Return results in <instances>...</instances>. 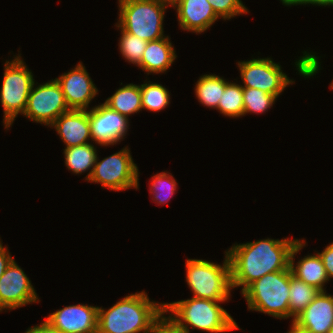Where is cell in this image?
Wrapping results in <instances>:
<instances>
[{
    "label": "cell",
    "mask_w": 333,
    "mask_h": 333,
    "mask_svg": "<svg viewBox=\"0 0 333 333\" xmlns=\"http://www.w3.org/2000/svg\"><path fill=\"white\" fill-rule=\"evenodd\" d=\"M223 265L203 259L186 260V282L194 298L227 301L230 298L231 269L227 253Z\"/></svg>",
    "instance_id": "6"
},
{
    "label": "cell",
    "mask_w": 333,
    "mask_h": 333,
    "mask_svg": "<svg viewBox=\"0 0 333 333\" xmlns=\"http://www.w3.org/2000/svg\"><path fill=\"white\" fill-rule=\"evenodd\" d=\"M168 172L157 173L152 176L150 193L153 195V201L158 204H164L172 198L176 192L177 184L173 175Z\"/></svg>",
    "instance_id": "27"
},
{
    "label": "cell",
    "mask_w": 333,
    "mask_h": 333,
    "mask_svg": "<svg viewBox=\"0 0 333 333\" xmlns=\"http://www.w3.org/2000/svg\"><path fill=\"white\" fill-rule=\"evenodd\" d=\"M282 3L286 6L291 5H306V4H312V5H318V6H333V0H281Z\"/></svg>",
    "instance_id": "33"
},
{
    "label": "cell",
    "mask_w": 333,
    "mask_h": 333,
    "mask_svg": "<svg viewBox=\"0 0 333 333\" xmlns=\"http://www.w3.org/2000/svg\"><path fill=\"white\" fill-rule=\"evenodd\" d=\"M294 322L311 333H328L333 327V296L320 291Z\"/></svg>",
    "instance_id": "16"
},
{
    "label": "cell",
    "mask_w": 333,
    "mask_h": 333,
    "mask_svg": "<svg viewBox=\"0 0 333 333\" xmlns=\"http://www.w3.org/2000/svg\"><path fill=\"white\" fill-rule=\"evenodd\" d=\"M25 333H61L53 327L48 321L44 320L40 325L29 328Z\"/></svg>",
    "instance_id": "34"
},
{
    "label": "cell",
    "mask_w": 333,
    "mask_h": 333,
    "mask_svg": "<svg viewBox=\"0 0 333 333\" xmlns=\"http://www.w3.org/2000/svg\"><path fill=\"white\" fill-rule=\"evenodd\" d=\"M208 2L216 15L224 20L249 12L241 0H208Z\"/></svg>",
    "instance_id": "29"
},
{
    "label": "cell",
    "mask_w": 333,
    "mask_h": 333,
    "mask_svg": "<svg viewBox=\"0 0 333 333\" xmlns=\"http://www.w3.org/2000/svg\"><path fill=\"white\" fill-rule=\"evenodd\" d=\"M13 260L14 258L11 257L8 248L3 247L0 240V278Z\"/></svg>",
    "instance_id": "32"
},
{
    "label": "cell",
    "mask_w": 333,
    "mask_h": 333,
    "mask_svg": "<svg viewBox=\"0 0 333 333\" xmlns=\"http://www.w3.org/2000/svg\"><path fill=\"white\" fill-rule=\"evenodd\" d=\"M116 27L147 42L164 38L163 20L168 0H118Z\"/></svg>",
    "instance_id": "4"
},
{
    "label": "cell",
    "mask_w": 333,
    "mask_h": 333,
    "mask_svg": "<svg viewBox=\"0 0 333 333\" xmlns=\"http://www.w3.org/2000/svg\"><path fill=\"white\" fill-rule=\"evenodd\" d=\"M277 97L260 89L243 87V104L245 116L247 113H264L275 103Z\"/></svg>",
    "instance_id": "26"
},
{
    "label": "cell",
    "mask_w": 333,
    "mask_h": 333,
    "mask_svg": "<svg viewBox=\"0 0 333 333\" xmlns=\"http://www.w3.org/2000/svg\"><path fill=\"white\" fill-rule=\"evenodd\" d=\"M237 65L244 84L242 87L260 89L277 98L294 82L282 72L280 64L273 62L271 58H253L238 62Z\"/></svg>",
    "instance_id": "9"
},
{
    "label": "cell",
    "mask_w": 333,
    "mask_h": 333,
    "mask_svg": "<svg viewBox=\"0 0 333 333\" xmlns=\"http://www.w3.org/2000/svg\"><path fill=\"white\" fill-rule=\"evenodd\" d=\"M303 240H298L293 246L290 254V269L292 275L303 282L316 287L320 291H325L324 284L329 281L324 264L318 253L313 255H307L294 265L295 255L301 250L306 244Z\"/></svg>",
    "instance_id": "18"
},
{
    "label": "cell",
    "mask_w": 333,
    "mask_h": 333,
    "mask_svg": "<svg viewBox=\"0 0 333 333\" xmlns=\"http://www.w3.org/2000/svg\"><path fill=\"white\" fill-rule=\"evenodd\" d=\"M180 28L194 33L208 30L219 18L208 0H173Z\"/></svg>",
    "instance_id": "15"
},
{
    "label": "cell",
    "mask_w": 333,
    "mask_h": 333,
    "mask_svg": "<svg viewBox=\"0 0 333 333\" xmlns=\"http://www.w3.org/2000/svg\"><path fill=\"white\" fill-rule=\"evenodd\" d=\"M56 129L66 147L79 146L92 140L89 110H70L61 114L51 125Z\"/></svg>",
    "instance_id": "17"
},
{
    "label": "cell",
    "mask_w": 333,
    "mask_h": 333,
    "mask_svg": "<svg viewBox=\"0 0 333 333\" xmlns=\"http://www.w3.org/2000/svg\"><path fill=\"white\" fill-rule=\"evenodd\" d=\"M287 333H311L307 329L300 327L296 322L292 321L290 331Z\"/></svg>",
    "instance_id": "35"
},
{
    "label": "cell",
    "mask_w": 333,
    "mask_h": 333,
    "mask_svg": "<svg viewBox=\"0 0 333 333\" xmlns=\"http://www.w3.org/2000/svg\"><path fill=\"white\" fill-rule=\"evenodd\" d=\"M121 30V37L119 42V49L122 56L136 66L141 62L143 53L145 51L147 41Z\"/></svg>",
    "instance_id": "28"
},
{
    "label": "cell",
    "mask_w": 333,
    "mask_h": 333,
    "mask_svg": "<svg viewBox=\"0 0 333 333\" xmlns=\"http://www.w3.org/2000/svg\"><path fill=\"white\" fill-rule=\"evenodd\" d=\"M227 83L218 75H202L196 83L195 95L202 105L217 109Z\"/></svg>",
    "instance_id": "22"
},
{
    "label": "cell",
    "mask_w": 333,
    "mask_h": 333,
    "mask_svg": "<svg viewBox=\"0 0 333 333\" xmlns=\"http://www.w3.org/2000/svg\"><path fill=\"white\" fill-rule=\"evenodd\" d=\"M98 159L97 156L93 173L88 182L100 183L103 188L115 191L127 190L132 187L138 189V167L127 147L101 161Z\"/></svg>",
    "instance_id": "8"
},
{
    "label": "cell",
    "mask_w": 333,
    "mask_h": 333,
    "mask_svg": "<svg viewBox=\"0 0 333 333\" xmlns=\"http://www.w3.org/2000/svg\"><path fill=\"white\" fill-rule=\"evenodd\" d=\"M96 151V147L91 143L65 148V165L68 170H71L75 174H82L90 170L85 178L88 181L93 173L97 159Z\"/></svg>",
    "instance_id": "21"
},
{
    "label": "cell",
    "mask_w": 333,
    "mask_h": 333,
    "mask_svg": "<svg viewBox=\"0 0 333 333\" xmlns=\"http://www.w3.org/2000/svg\"><path fill=\"white\" fill-rule=\"evenodd\" d=\"M3 83L0 89V102L4 110V128L8 129L18 114L27 107L28 96L35 82L31 70L27 68L20 54L4 64Z\"/></svg>",
    "instance_id": "7"
},
{
    "label": "cell",
    "mask_w": 333,
    "mask_h": 333,
    "mask_svg": "<svg viewBox=\"0 0 333 333\" xmlns=\"http://www.w3.org/2000/svg\"><path fill=\"white\" fill-rule=\"evenodd\" d=\"M298 239H262L235 244L225 251L229 257L232 288L243 293L264 275L289 269L290 254Z\"/></svg>",
    "instance_id": "1"
},
{
    "label": "cell",
    "mask_w": 333,
    "mask_h": 333,
    "mask_svg": "<svg viewBox=\"0 0 333 333\" xmlns=\"http://www.w3.org/2000/svg\"><path fill=\"white\" fill-rule=\"evenodd\" d=\"M104 103L127 118L130 114L140 112L142 109L140 85L133 83L123 85Z\"/></svg>",
    "instance_id": "20"
},
{
    "label": "cell",
    "mask_w": 333,
    "mask_h": 333,
    "mask_svg": "<svg viewBox=\"0 0 333 333\" xmlns=\"http://www.w3.org/2000/svg\"><path fill=\"white\" fill-rule=\"evenodd\" d=\"M152 333H190L186 329L179 327L169 317H165V313L158 319Z\"/></svg>",
    "instance_id": "30"
},
{
    "label": "cell",
    "mask_w": 333,
    "mask_h": 333,
    "mask_svg": "<svg viewBox=\"0 0 333 333\" xmlns=\"http://www.w3.org/2000/svg\"><path fill=\"white\" fill-rule=\"evenodd\" d=\"M290 268L264 275L243 293L249 310L287 319L289 310Z\"/></svg>",
    "instance_id": "5"
},
{
    "label": "cell",
    "mask_w": 333,
    "mask_h": 333,
    "mask_svg": "<svg viewBox=\"0 0 333 333\" xmlns=\"http://www.w3.org/2000/svg\"><path fill=\"white\" fill-rule=\"evenodd\" d=\"M105 310L98 307L97 330L102 333H152L165 313L164 303L150 301L144 291L127 295Z\"/></svg>",
    "instance_id": "2"
},
{
    "label": "cell",
    "mask_w": 333,
    "mask_h": 333,
    "mask_svg": "<svg viewBox=\"0 0 333 333\" xmlns=\"http://www.w3.org/2000/svg\"><path fill=\"white\" fill-rule=\"evenodd\" d=\"M325 267L328 279L333 278V243L318 253Z\"/></svg>",
    "instance_id": "31"
},
{
    "label": "cell",
    "mask_w": 333,
    "mask_h": 333,
    "mask_svg": "<svg viewBox=\"0 0 333 333\" xmlns=\"http://www.w3.org/2000/svg\"><path fill=\"white\" fill-rule=\"evenodd\" d=\"M89 122L92 141L101 146L121 142L129 127V119L105 103L89 109Z\"/></svg>",
    "instance_id": "12"
},
{
    "label": "cell",
    "mask_w": 333,
    "mask_h": 333,
    "mask_svg": "<svg viewBox=\"0 0 333 333\" xmlns=\"http://www.w3.org/2000/svg\"><path fill=\"white\" fill-rule=\"evenodd\" d=\"M61 333H93L97 330L98 306L70 305L45 318Z\"/></svg>",
    "instance_id": "14"
},
{
    "label": "cell",
    "mask_w": 333,
    "mask_h": 333,
    "mask_svg": "<svg viewBox=\"0 0 333 333\" xmlns=\"http://www.w3.org/2000/svg\"><path fill=\"white\" fill-rule=\"evenodd\" d=\"M35 82L28 96L23 115L34 122L51 125L61 114L70 111L56 79L38 85Z\"/></svg>",
    "instance_id": "10"
},
{
    "label": "cell",
    "mask_w": 333,
    "mask_h": 333,
    "mask_svg": "<svg viewBox=\"0 0 333 333\" xmlns=\"http://www.w3.org/2000/svg\"><path fill=\"white\" fill-rule=\"evenodd\" d=\"M176 57L174 47L166 36L147 43L141 62L137 66L148 75L164 73L171 67Z\"/></svg>",
    "instance_id": "19"
},
{
    "label": "cell",
    "mask_w": 333,
    "mask_h": 333,
    "mask_svg": "<svg viewBox=\"0 0 333 333\" xmlns=\"http://www.w3.org/2000/svg\"><path fill=\"white\" fill-rule=\"evenodd\" d=\"M148 82L140 85L142 109L158 112L169 105L170 93L163 85Z\"/></svg>",
    "instance_id": "25"
},
{
    "label": "cell",
    "mask_w": 333,
    "mask_h": 333,
    "mask_svg": "<svg viewBox=\"0 0 333 333\" xmlns=\"http://www.w3.org/2000/svg\"><path fill=\"white\" fill-rule=\"evenodd\" d=\"M328 333H333V327L329 330Z\"/></svg>",
    "instance_id": "36"
},
{
    "label": "cell",
    "mask_w": 333,
    "mask_h": 333,
    "mask_svg": "<svg viewBox=\"0 0 333 333\" xmlns=\"http://www.w3.org/2000/svg\"><path fill=\"white\" fill-rule=\"evenodd\" d=\"M209 299L194 298L164 303L165 313L179 327L190 332L189 326L210 333H222L240 329L232 316L220 303Z\"/></svg>",
    "instance_id": "3"
},
{
    "label": "cell",
    "mask_w": 333,
    "mask_h": 333,
    "mask_svg": "<svg viewBox=\"0 0 333 333\" xmlns=\"http://www.w3.org/2000/svg\"><path fill=\"white\" fill-rule=\"evenodd\" d=\"M219 100L217 110H219L221 114L229 116L230 118L243 116V87L241 85L228 82Z\"/></svg>",
    "instance_id": "24"
},
{
    "label": "cell",
    "mask_w": 333,
    "mask_h": 333,
    "mask_svg": "<svg viewBox=\"0 0 333 333\" xmlns=\"http://www.w3.org/2000/svg\"><path fill=\"white\" fill-rule=\"evenodd\" d=\"M93 333H102V332H100L99 330H96L95 332H93Z\"/></svg>",
    "instance_id": "37"
},
{
    "label": "cell",
    "mask_w": 333,
    "mask_h": 333,
    "mask_svg": "<svg viewBox=\"0 0 333 333\" xmlns=\"http://www.w3.org/2000/svg\"><path fill=\"white\" fill-rule=\"evenodd\" d=\"M70 110H87L98 89L81 62L68 73L55 78Z\"/></svg>",
    "instance_id": "13"
},
{
    "label": "cell",
    "mask_w": 333,
    "mask_h": 333,
    "mask_svg": "<svg viewBox=\"0 0 333 333\" xmlns=\"http://www.w3.org/2000/svg\"><path fill=\"white\" fill-rule=\"evenodd\" d=\"M319 292L320 290L316 287L293 276L290 269L289 310L290 317H293L292 321L314 300Z\"/></svg>",
    "instance_id": "23"
},
{
    "label": "cell",
    "mask_w": 333,
    "mask_h": 333,
    "mask_svg": "<svg viewBox=\"0 0 333 333\" xmlns=\"http://www.w3.org/2000/svg\"><path fill=\"white\" fill-rule=\"evenodd\" d=\"M39 301L31 280L14 259L0 278V312Z\"/></svg>",
    "instance_id": "11"
}]
</instances>
